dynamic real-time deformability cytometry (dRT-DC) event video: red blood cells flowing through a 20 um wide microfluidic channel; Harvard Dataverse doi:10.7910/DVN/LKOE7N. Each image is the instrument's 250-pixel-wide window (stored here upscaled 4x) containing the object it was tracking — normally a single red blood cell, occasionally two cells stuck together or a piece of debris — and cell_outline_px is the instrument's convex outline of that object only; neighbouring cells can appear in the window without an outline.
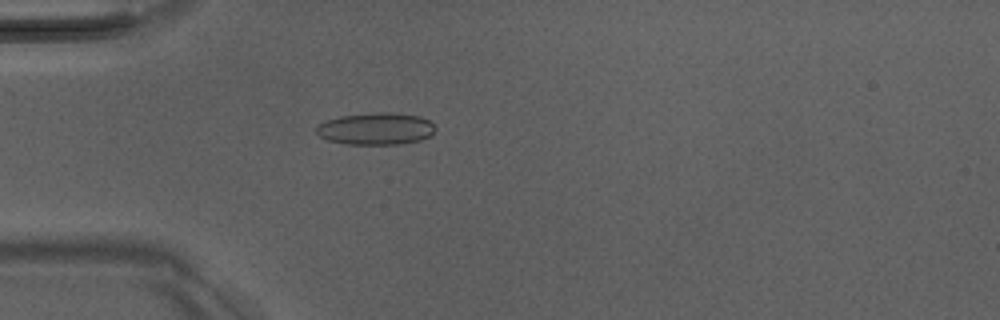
{"species": "Egyptian fruit bat (a non-hibernating species)", "species_latin": "Rousettus aegyptiacus", "temperature_condition": "room temperature", "stored_images_in_passage": 51, "camera_frame_rate_fps": 3000, "um_per_image_px": 0.085, "animal": {"sex": "male"}, "frame": {"image": 1, "passage_image": 15, "time_ms": 4.667, "image_size_px": [1000, 320], "cell_outline_px": [[436, 128], [428, 136], [420, 140], [396, 144], [348, 144], [328, 140], [320, 136], [316, 132], [316, 128], [324, 120], [340, 116], [372, 112], [392, 112], [420, 116], [428, 120]], "centroid_in_image_um": [31.92, 10.92], "position_along_channel_um": 53.1, "area_um2": 22.14}}
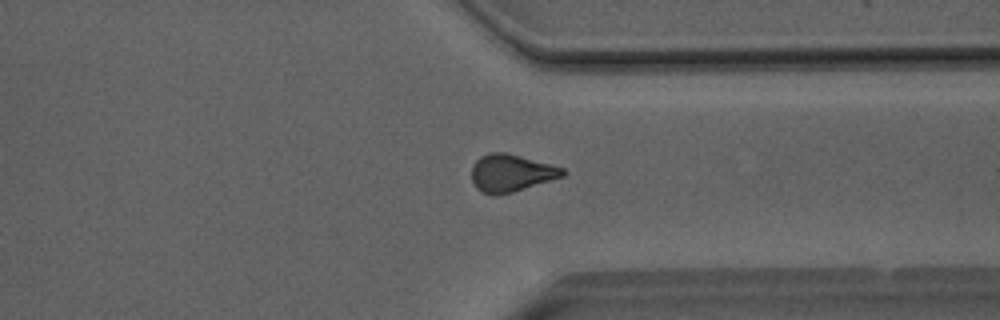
{"frame": {"image": 2, "passage_image": 39, "time_ms": 12.667, "image_size_px": [1000, 320], "cell_outline_px": [[568, 172], [564, 176], [512, 192], [492, 196], [476, 188], [472, 180], [472, 164], [480, 156], [488, 152], [504, 152], [520, 156], [564, 168]], "centroid_in_image_um": [43.43, 14.7], "position_along_channel_um": 368.0, "area_um2": 19.77}}
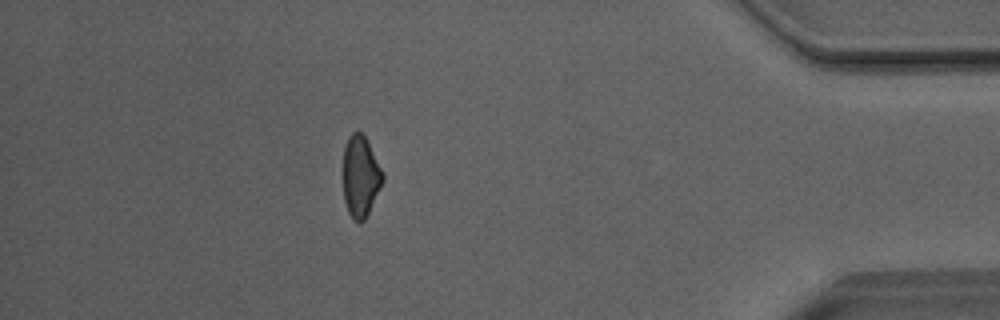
{"frame": {"image": 3, "passage_image": 45, "time_ms": 14.667, "image_size_px": [1000, 320], "cell_outline_px": [[384, 180], [364, 220], [360, 224], [352, 220], [348, 212], [344, 200], [340, 168], [344, 148], [348, 136], [352, 132], [360, 132], [364, 136], [384, 172]], "centroid_in_image_um": [30.59, 15.0], "position_along_channel_um": 404.6, "area_um2": 19.36}, "authors_computed_cell_mechanics": {"area_um2": 20.23, "velocity_mm_per_s": 4.0662, "shape_relaxation_time_tau1_ms": null, "shape_relaxation_time_tau2_ms": 2.6129, "deformation_change_tau1": null, "deformation_change_tau2": 0.0966}}